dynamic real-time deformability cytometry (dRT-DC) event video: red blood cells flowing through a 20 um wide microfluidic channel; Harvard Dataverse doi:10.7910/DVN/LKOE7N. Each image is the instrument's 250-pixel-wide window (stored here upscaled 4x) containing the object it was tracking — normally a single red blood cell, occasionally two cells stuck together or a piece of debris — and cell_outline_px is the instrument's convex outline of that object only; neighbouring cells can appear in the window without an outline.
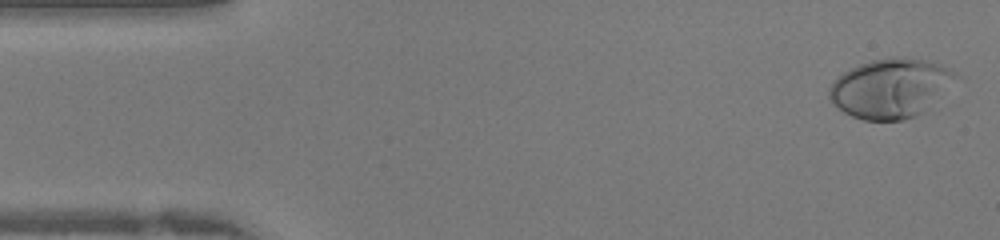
{"species": "human", "species_latin": "Homo sapiens", "temperature_condition": "warm", "stored_images_in_passage": 41, "camera_frame_rate_fps": 3000, "um_per_image_px": 0.085, "donor": {"sex": "female"}, "frame": {"image": 1, "passage_image": 1, "time_ms": 0.0, "image_size_px": [1000, 240], "cell_outline_px": [[960, 76], [924, 112], [916, 116], [904, 120], [864, 120], [852, 116], [844, 112], [832, 104], [828, 96], [828, 88], [844, 72], [860, 64], [872, 60], [892, 56], [900, 56], [924, 60], [940, 64], [952, 68]], "centroid_in_image_um": [75.72, 7.49], "position_along_channel_um": 9.3, "area_um2": 43.81}}
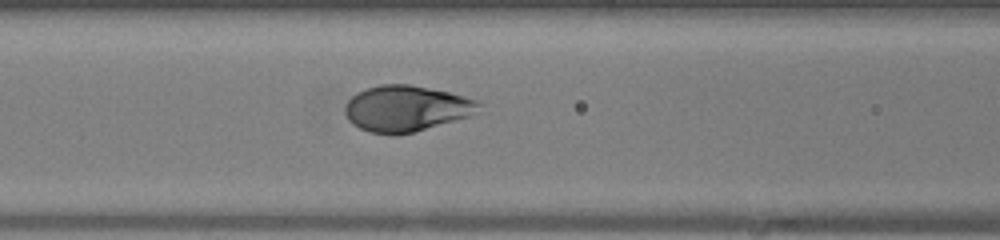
{"frame": {"image": 2, "passage_image": 16, "time_ms": 5.0, "image_size_px": [1000, 240], "cell_outline_px": [[480, 104], [468, 116], [412, 132], [368, 132], [352, 124], [348, 120], [344, 112], [344, 108], [348, 100], [356, 92], [380, 84], [408, 84], [448, 92], [476, 100]], "centroid_in_image_um": [34.44, 9.19], "position_along_channel_um": 132.2, "area_um2": 34.74}}
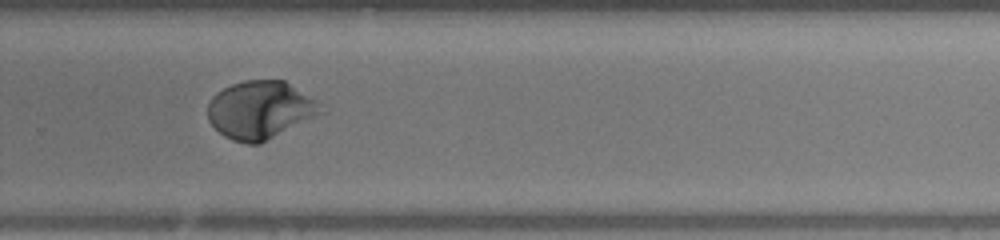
{"frame": {"image": 3, "passage_image": 27, "time_ms": 8.667, "image_size_px": [1000, 240], "cell_outline_px": [[328, 112], [260, 144], [248, 144], [232, 140], [224, 136], [208, 120], [208, 104], [212, 96], [216, 92], [232, 84], [244, 80], [284, 80], [316, 100]], "centroid_in_image_um": [22.16, 9.36], "position_along_channel_um": 307.6, "area_um2": 38.55}}